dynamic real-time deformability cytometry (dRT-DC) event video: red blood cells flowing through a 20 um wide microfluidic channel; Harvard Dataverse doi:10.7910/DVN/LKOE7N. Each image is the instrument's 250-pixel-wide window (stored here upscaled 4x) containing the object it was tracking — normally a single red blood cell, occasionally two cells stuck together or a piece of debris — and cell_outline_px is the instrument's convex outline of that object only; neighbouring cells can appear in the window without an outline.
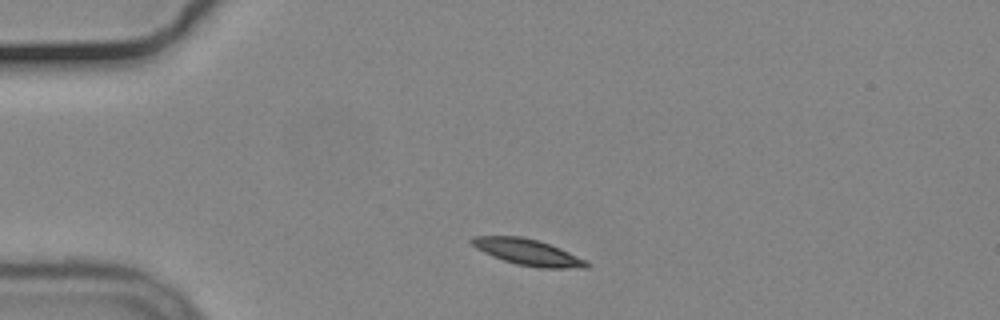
{"species": "common noctule bat (a hibernating species)", "species_latin": "Nyctalus noctula", "temperature_condition": "cold", "stored_images_in_passage": 8, "camera_frame_rate_fps": 3000, "um_per_image_px": 0.085, "animal": {"sex": "male", "body_mass_g": 19.2, "forearm_length_mm": 51.8}, "frame": {"image": 1, "passage_image": 1, "time_ms": 0.0, "image_size_px": [1000, 320], "cell_outline_px": [[592, 264], [588, 268], [540, 268], [516, 264], [492, 256], [476, 248], [468, 240], [472, 236], [520, 236], [536, 240], [560, 248], [588, 260]], "centroid_in_image_um": [44.9, 21.44], "position_along_channel_um": 40.1, "area_um2": 17.57}}
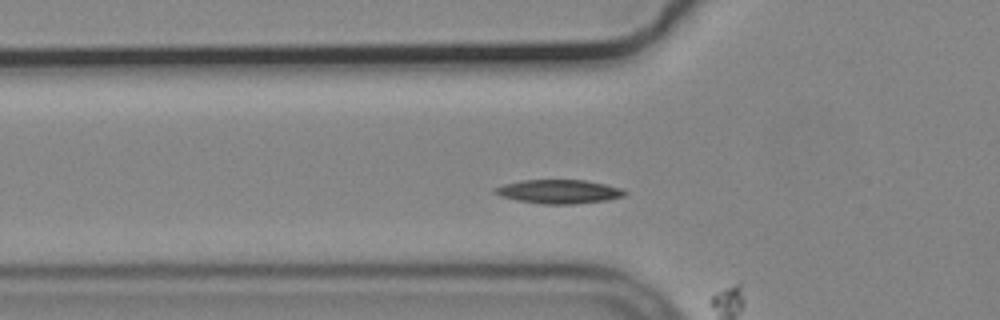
{"frame": {"image": 2, "passage_image": 7, "time_ms": 2.0, "image_size_px": [1000, 320], "cell_outline_px": [[628, 192], [624, 196], [604, 200], [572, 204], [544, 204], [516, 200], [500, 196], [492, 192], [492, 188], [504, 184], [520, 180], [584, 180], [604, 184], [620, 188]], "centroid_in_image_um": [47.44, 16.28], "position_along_channel_um": 78.4, "area_um2": 17.98}}